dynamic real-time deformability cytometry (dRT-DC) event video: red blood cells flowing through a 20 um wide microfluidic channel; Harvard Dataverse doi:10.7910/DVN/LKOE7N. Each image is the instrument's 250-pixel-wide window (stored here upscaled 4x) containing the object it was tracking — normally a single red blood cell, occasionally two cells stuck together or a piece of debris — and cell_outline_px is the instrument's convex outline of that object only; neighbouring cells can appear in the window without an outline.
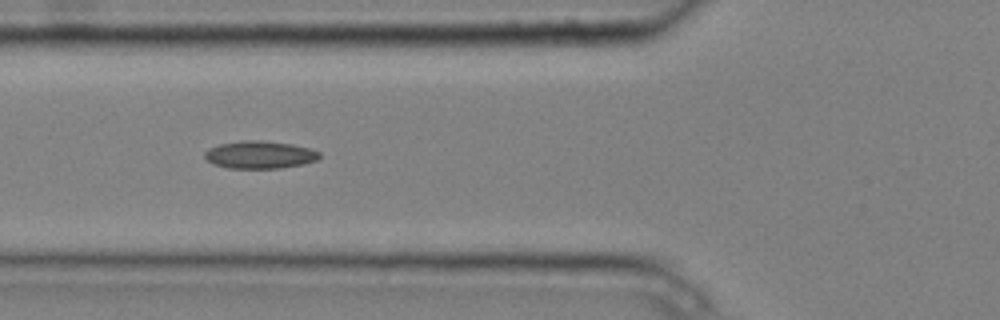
{"species": "common noctule bat (a hibernating species)", "species_latin": "Nyctalus noctula", "temperature_condition": "cold", "stored_images_in_passage": 7, "camera_frame_rate_fps": 3000, "um_per_image_px": 0.085, "animal": {"sex": "male", "body_mass_g": 20.4}, "frame": {"image": 1, "passage_image": 6, "time_ms": 1.667, "image_size_px": [1000, 320], "cell_outline_px": [[320, 160], [304, 164], [280, 168], [228, 168], [212, 164], [204, 156], [204, 152], [208, 148], [220, 144], [240, 140], [260, 140], [292, 144], [308, 148], [320, 152]], "centroid_in_image_um": [22.08, 13.15], "position_along_channel_um": 103.7, "area_um2": 18.61}}
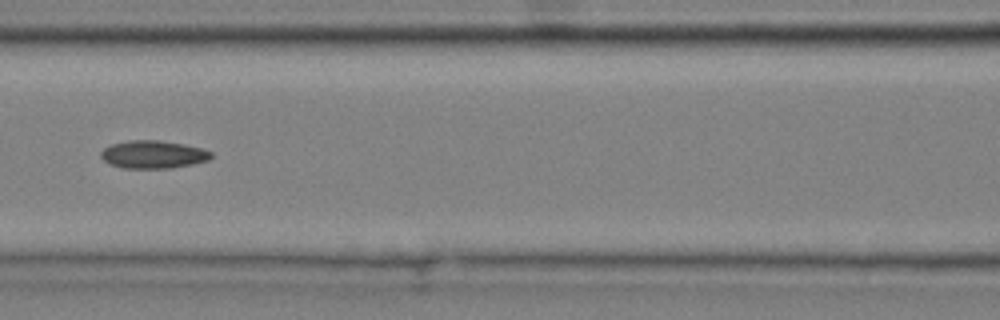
{"frame": {"image": 2, "passage_image": 7, "time_ms": 2.0, "image_size_px": [1000, 320], "cell_outline_px": [[212, 156], [208, 160], [192, 164], [172, 168], [124, 168], [108, 164], [100, 156], [100, 152], [104, 148], [112, 144], [128, 140], [160, 140], [184, 144], [204, 148], [212, 152]], "centroid_in_image_um": [13.02, 13.12], "position_along_channel_um": 153.6, "area_um2": 18.03}}